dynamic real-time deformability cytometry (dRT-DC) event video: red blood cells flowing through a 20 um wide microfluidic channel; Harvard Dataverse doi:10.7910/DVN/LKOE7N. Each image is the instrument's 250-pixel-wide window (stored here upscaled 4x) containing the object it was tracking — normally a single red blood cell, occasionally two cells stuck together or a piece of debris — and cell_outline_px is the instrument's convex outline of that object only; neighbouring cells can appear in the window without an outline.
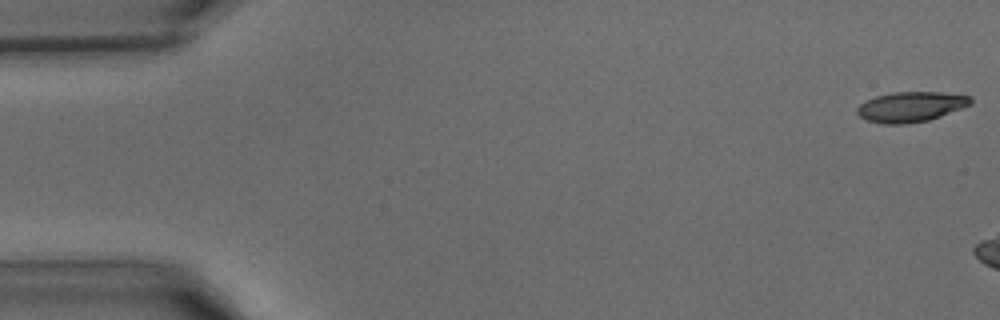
{"species": "common noctule bat (a hibernating species)", "species_latin": "Nyctalus noctula", "temperature_condition": "warm", "stored_images_in_passage": 6, "camera_frame_rate_fps": 3000, "um_per_image_px": 0.085, "animal": {"sex": "male", "body_mass_g": 15.6}, "frame": {"image": 1, "passage_image": 1, "time_ms": 0.0, "image_size_px": [1000, 320], "cell_outline_px": [[972, 104], [940, 116], [928, 120], [904, 124], [884, 124], [868, 120], [860, 116], [856, 112], [856, 108], [864, 100], [876, 96], [892, 92], [940, 92], [972, 96]], "centroid_in_image_um": [77.41, 9.07], "position_along_channel_um": 7.6, "area_um2": 19.94}}